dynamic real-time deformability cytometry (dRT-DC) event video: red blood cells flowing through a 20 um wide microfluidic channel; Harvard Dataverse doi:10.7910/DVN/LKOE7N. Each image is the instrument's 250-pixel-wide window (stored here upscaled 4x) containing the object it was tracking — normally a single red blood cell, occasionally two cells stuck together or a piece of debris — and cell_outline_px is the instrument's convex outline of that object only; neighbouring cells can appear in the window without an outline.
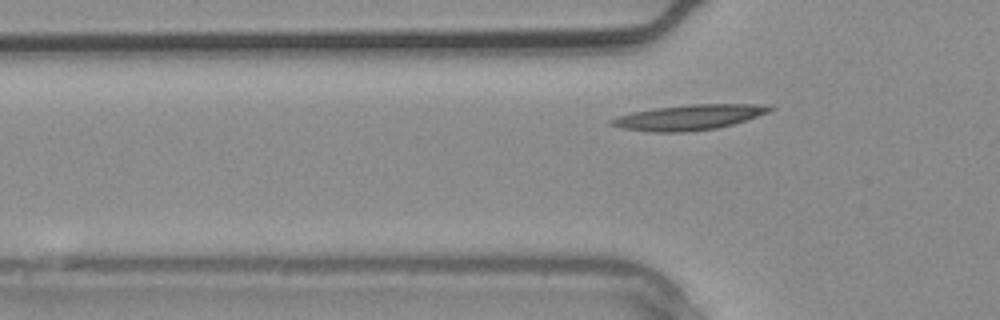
{"species": "common noctule bat (a hibernating species)", "species_latin": "Nyctalus noctula", "temperature_condition": "warm", "stored_images_in_passage": 2, "camera_frame_rate_fps": 3000, "um_per_image_px": 0.085, "animal": {"sex": "male", "body_mass_g": 20.4}, "frame": {"image": 1, "passage_image": 2, "time_ms": 0.333, "image_size_px": [1000, 320], "cell_outline_px": [[776, 108], [768, 112], [732, 124], [716, 128], [688, 132], [648, 132], [624, 128], [608, 124], [608, 120], [616, 116], [632, 112], [656, 108], [692, 104], [768, 104]], "centroid_in_image_um": [58.53, 9.97], "position_along_channel_um": 67.3, "area_um2": 23.29}}